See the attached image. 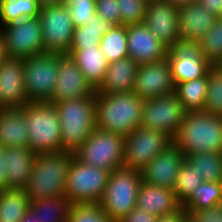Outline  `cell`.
Returning <instances> with one entry per match:
<instances>
[{"label": "cell", "mask_w": 222, "mask_h": 222, "mask_svg": "<svg viewBox=\"0 0 222 222\" xmlns=\"http://www.w3.org/2000/svg\"><path fill=\"white\" fill-rule=\"evenodd\" d=\"M143 103L134 92L96 93V128L126 137L140 126Z\"/></svg>", "instance_id": "obj_1"}, {"label": "cell", "mask_w": 222, "mask_h": 222, "mask_svg": "<svg viewBox=\"0 0 222 222\" xmlns=\"http://www.w3.org/2000/svg\"><path fill=\"white\" fill-rule=\"evenodd\" d=\"M172 144L184 156L193 153H222V117L203 111L186 112Z\"/></svg>", "instance_id": "obj_2"}, {"label": "cell", "mask_w": 222, "mask_h": 222, "mask_svg": "<svg viewBox=\"0 0 222 222\" xmlns=\"http://www.w3.org/2000/svg\"><path fill=\"white\" fill-rule=\"evenodd\" d=\"M71 151L42 152L35 158L32 173L25 189L30 200L65 196L66 178Z\"/></svg>", "instance_id": "obj_3"}, {"label": "cell", "mask_w": 222, "mask_h": 222, "mask_svg": "<svg viewBox=\"0 0 222 222\" xmlns=\"http://www.w3.org/2000/svg\"><path fill=\"white\" fill-rule=\"evenodd\" d=\"M96 96H83L62 102H54L61 131V147L76 152L96 128Z\"/></svg>", "instance_id": "obj_4"}, {"label": "cell", "mask_w": 222, "mask_h": 222, "mask_svg": "<svg viewBox=\"0 0 222 222\" xmlns=\"http://www.w3.org/2000/svg\"><path fill=\"white\" fill-rule=\"evenodd\" d=\"M28 147L35 153L62 151L60 121L53 103L28 102L23 106Z\"/></svg>", "instance_id": "obj_5"}, {"label": "cell", "mask_w": 222, "mask_h": 222, "mask_svg": "<svg viewBox=\"0 0 222 222\" xmlns=\"http://www.w3.org/2000/svg\"><path fill=\"white\" fill-rule=\"evenodd\" d=\"M142 181L141 171L121 167L110 172L99 205L113 222H120L137 206Z\"/></svg>", "instance_id": "obj_6"}, {"label": "cell", "mask_w": 222, "mask_h": 222, "mask_svg": "<svg viewBox=\"0 0 222 222\" xmlns=\"http://www.w3.org/2000/svg\"><path fill=\"white\" fill-rule=\"evenodd\" d=\"M125 137L95 128L74 156L97 169L113 171L123 167Z\"/></svg>", "instance_id": "obj_7"}, {"label": "cell", "mask_w": 222, "mask_h": 222, "mask_svg": "<svg viewBox=\"0 0 222 222\" xmlns=\"http://www.w3.org/2000/svg\"><path fill=\"white\" fill-rule=\"evenodd\" d=\"M110 172L82 163L73 156L68 168L65 196L71 204H99Z\"/></svg>", "instance_id": "obj_8"}, {"label": "cell", "mask_w": 222, "mask_h": 222, "mask_svg": "<svg viewBox=\"0 0 222 222\" xmlns=\"http://www.w3.org/2000/svg\"><path fill=\"white\" fill-rule=\"evenodd\" d=\"M24 86L31 102H48L58 75L59 54L43 53L23 59Z\"/></svg>", "instance_id": "obj_9"}, {"label": "cell", "mask_w": 222, "mask_h": 222, "mask_svg": "<svg viewBox=\"0 0 222 222\" xmlns=\"http://www.w3.org/2000/svg\"><path fill=\"white\" fill-rule=\"evenodd\" d=\"M171 144L172 138L164 132L139 126L125 137L123 167L142 171Z\"/></svg>", "instance_id": "obj_10"}, {"label": "cell", "mask_w": 222, "mask_h": 222, "mask_svg": "<svg viewBox=\"0 0 222 222\" xmlns=\"http://www.w3.org/2000/svg\"><path fill=\"white\" fill-rule=\"evenodd\" d=\"M44 53L68 54L72 43L74 25L65 3L40 8Z\"/></svg>", "instance_id": "obj_11"}, {"label": "cell", "mask_w": 222, "mask_h": 222, "mask_svg": "<svg viewBox=\"0 0 222 222\" xmlns=\"http://www.w3.org/2000/svg\"><path fill=\"white\" fill-rule=\"evenodd\" d=\"M0 31L10 58H28L44 53L42 26L39 17L23 18L5 25Z\"/></svg>", "instance_id": "obj_12"}, {"label": "cell", "mask_w": 222, "mask_h": 222, "mask_svg": "<svg viewBox=\"0 0 222 222\" xmlns=\"http://www.w3.org/2000/svg\"><path fill=\"white\" fill-rule=\"evenodd\" d=\"M185 115L186 111L173 92L144 100L140 126L162 131L173 138Z\"/></svg>", "instance_id": "obj_13"}, {"label": "cell", "mask_w": 222, "mask_h": 222, "mask_svg": "<svg viewBox=\"0 0 222 222\" xmlns=\"http://www.w3.org/2000/svg\"><path fill=\"white\" fill-rule=\"evenodd\" d=\"M167 58L174 84L204 77L212 65L202 55L196 41L178 39L169 48Z\"/></svg>", "instance_id": "obj_14"}, {"label": "cell", "mask_w": 222, "mask_h": 222, "mask_svg": "<svg viewBox=\"0 0 222 222\" xmlns=\"http://www.w3.org/2000/svg\"><path fill=\"white\" fill-rule=\"evenodd\" d=\"M96 96V89L67 54H59L58 75L49 103Z\"/></svg>", "instance_id": "obj_15"}, {"label": "cell", "mask_w": 222, "mask_h": 222, "mask_svg": "<svg viewBox=\"0 0 222 222\" xmlns=\"http://www.w3.org/2000/svg\"><path fill=\"white\" fill-rule=\"evenodd\" d=\"M175 84L168 58L138 66L133 92L143 100L173 93Z\"/></svg>", "instance_id": "obj_16"}, {"label": "cell", "mask_w": 222, "mask_h": 222, "mask_svg": "<svg viewBox=\"0 0 222 222\" xmlns=\"http://www.w3.org/2000/svg\"><path fill=\"white\" fill-rule=\"evenodd\" d=\"M22 58L8 57L0 64V109L22 108L29 101L24 86Z\"/></svg>", "instance_id": "obj_17"}, {"label": "cell", "mask_w": 222, "mask_h": 222, "mask_svg": "<svg viewBox=\"0 0 222 222\" xmlns=\"http://www.w3.org/2000/svg\"><path fill=\"white\" fill-rule=\"evenodd\" d=\"M127 47L138 65L164 60L169 50L143 23L127 25Z\"/></svg>", "instance_id": "obj_18"}, {"label": "cell", "mask_w": 222, "mask_h": 222, "mask_svg": "<svg viewBox=\"0 0 222 222\" xmlns=\"http://www.w3.org/2000/svg\"><path fill=\"white\" fill-rule=\"evenodd\" d=\"M178 14L179 8L168 1L150 2L143 24L169 49L179 39Z\"/></svg>", "instance_id": "obj_19"}, {"label": "cell", "mask_w": 222, "mask_h": 222, "mask_svg": "<svg viewBox=\"0 0 222 222\" xmlns=\"http://www.w3.org/2000/svg\"><path fill=\"white\" fill-rule=\"evenodd\" d=\"M184 159V153L171 144L141 171L142 180L157 187L173 190Z\"/></svg>", "instance_id": "obj_20"}, {"label": "cell", "mask_w": 222, "mask_h": 222, "mask_svg": "<svg viewBox=\"0 0 222 222\" xmlns=\"http://www.w3.org/2000/svg\"><path fill=\"white\" fill-rule=\"evenodd\" d=\"M217 18L198 2L180 7L177 23L179 38L198 42L212 28Z\"/></svg>", "instance_id": "obj_21"}, {"label": "cell", "mask_w": 222, "mask_h": 222, "mask_svg": "<svg viewBox=\"0 0 222 222\" xmlns=\"http://www.w3.org/2000/svg\"><path fill=\"white\" fill-rule=\"evenodd\" d=\"M6 160L7 189L25 190L37 153L29 147L4 148Z\"/></svg>", "instance_id": "obj_22"}, {"label": "cell", "mask_w": 222, "mask_h": 222, "mask_svg": "<svg viewBox=\"0 0 222 222\" xmlns=\"http://www.w3.org/2000/svg\"><path fill=\"white\" fill-rule=\"evenodd\" d=\"M138 66L130 57L109 63L103 82L96 89V93L133 92Z\"/></svg>", "instance_id": "obj_23"}, {"label": "cell", "mask_w": 222, "mask_h": 222, "mask_svg": "<svg viewBox=\"0 0 222 222\" xmlns=\"http://www.w3.org/2000/svg\"><path fill=\"white\" fill-rule=\"evenodd\" d=\"M137 206L161 217L177 211L182 205L178 202L174 190L142 181L138 190Z\"/></svg>", "instance_id": "obj_24"}, {"label": "cell", "mask_w": 222, "mask_h": 222, "mask_svg": "<svg viewBox=\"0 0 222 222\" xmlns=\"http://www.w3.org/2000/svg\"><path fill=\"white\" fill-rule=\"evenodd\" d=\"M70 57L91 85L97 89L103 82L109 62L102 53L100 46L89 48H70Z\"/></svg>", "instance_id": "obj_25"}, {"label": "cell", "mask_w": 222, "mask_h": 222, "mask_svg": "<svg viewBox=\"0 0 222 222\" xmlns=\"http://www.w3.org/2000/svg\"><path fill=\"white\" fill-rule=\"evenodd\" d=\"M28 128L22 108L0 109V146L28 147Z\"/></svg>", "instance_id": "obj_26"}, {"label": "cell", "mask_w": 222, "mask_h": 222, "mask_svg": "<svg viewBox=\"0 0 222 222\" xmlns=\"http://www.w3.org/2000/svg\"><path fill=\"white\" fill-rule=\"evenodd\" d=\"M208 86V73L204 77L178 83L174 94L186 112L203 111Z\"/></svg>", "instance_id": "obj_27"}, {"label": "cell", "mask_w": 222, "mask_h": 222, "mask_svg": "<svg viewBox=\"0 0 222 222\" xmlns=\"http://www.w3.org/2000/svg\"><path fill=\"white\" fill-rule=\"evenodd\" d=\"M71 203L66 196L31 200L30 209L39 222H67Z\"/></svg>", "instance_id": "obj_28"}, {"label": "cell", "mask_w": 222, "mask_h": 222, "mask_svg": "<svg viewBox=\"0 0 222 222\" xmlns=\"http://www.w3.org/2000/svg\"><path fill=\"white\" fill-rule=\"evenodd\" d=\"M30 203L25 190L0 191V222H20L30 209Z\"/></svg>", "instance_id": "obj_29"}, {"label": "cell", "mask_w": 222, "mask_h": 222, "mask_svg": "<svg viewBox=\"0 0 222 222\" xmlns=\"http://www.w3.org/2000/svg\"><path fill=\"white\" fill-rule=\"evenodd\" d=\"M114 26L115 25L102 19L97 13H95L87 25L74 28L70 48H89L92 46H99L102 36Z\"/></svg>", "instance_id": "obj_30"}, {"label": "cell", "mask_w": 222, "mask_h": 222, "mask_svg": "<svg viewBox=\"0 0 222 222\" xmlns=\"http://www.w3.org/2000/svg\"><path fill=\"white\" fill-rule=\"evenodd\" d=\"M222 202V182L203 181L192 196L182 205L187 210L209 209Z\"/></svg>", "instance_id": "obj_31"}, {"label": "cell", "mask_w": 222, "mask_h": 222, "mask_svg": "<svg viewBox=\"0 0 222 222\" xmlns=\"http://www.w3.org/2000/svg\"><path fill=\"white\" fill-rule=\"evenodd\" d=\"M185 160L203 181L222 182V153H193L185 156Z\"/></svg>", "instance_id": "obj_32"}, {"label": "cell", "mask_w": 222, "mask_h": 222, "mask_svg": "<svg viewBox=\"0 0 222 222\" xmlns=\"http://www.w3.org/2000/svg\"><path fill=\"white\" fill-rule=\"evenodd\" d=\"M40 8L37 0H0V21L5 26L23 18H35Z\"/></svg>", "instance_id": "obj_33"}, {"label": "cell", "mask_w": 222, "mask_h": 222, "mask_svg": "<svg viewBox=\"0 0 222 222\" xmlns=\"http://www.w3.org/2000/svg\"><path fill=\"white\" fill-rule=\"evenodd\" d=\"M99 46L109 63L128 57L127 26H114L102 36Z\"/></svg>", "instance_id": "obj_34"}, {"label": "cell", "mask_w": 222, "mask_h": 222, "mask_svg": "<svg viewBox=\"0 0 222 222\" xmlns=\"http://www.w3.org/2000/svg\"><path fill=\"white\" fill-rule=\"evenodd\" d=\"M202 55L212 66H222V17L198 41Z\"/></svg>", "instance_id": "obj_35"}, {"label": "cell", "mask_w": 222, "mask_h": 222, "mask_svg": "<svg viewBox=\"0 0 222 222\" xmlns=\"http://www.w3.org/2000/svg\"><path fill=\"white\" fill-rule=\"evenodd\" d=\"M203 112L222 117V66L208 70V86Z\"/></svg>", "instance_id": "obj_36"}, {"label": "cell", "mask_w": 222, "mask_h": 222, "mask_svg": "<svg viewBox=\"0 0 222 222\" xmlns=\"http://www.w3.org/2000/svg\"><path fill=\"white\" fill-rule=\"evenodd\" d=\"M203 182L201 176L184 159L177 176L174 192L178 202L183 205Z\"/></svg>", "instance_id": "obj_37"}, {"label": "cell", "mask_w": 222, "mask_h": 222, "mask_svg": "<svg viewBox=\"0 0 222 222\" xmlns=\"http://www.w3.org/2000/svg\"><path fill=\"white\" fill-rule=\"evenodd\" d=\"M67 222H113L99 204H71Z\"/></svg>", "instance_id": "obj_38"}, {"label": "cell", "mask_w": 222, "mask_h": 222, "mask_svg": "<svg viewBox=\"0 0 222 222\" xmlns=\"http://www.w3.org/2000/svg\"><path fill=\"white\" fill-rule=\"evenodd\" d=\"M147 4L145 0H118L121 25L143 23Z\"/></svg>", "instance_id": "obj_39"}, {"label": "cell", "mask_w": 222, "mask_h": 222, "mask_svg": "<svg viewBox=\"0 0 222 222\" xmlns=\"http://www.w3.org/2000/svg\"><path fill=\"white\" fill-rule=\"evenodd\" d=\"M74 27L87 25L96 13V0H69L65 3Z\"/></svg>", "instance_id": "obj_40"}, {"label": "cell", "mask_w": 222, "mask_h": 222, "mask_svg": "<svg viewBox=\"0 0 222 222\" xmlns=\"http://www.w3.org/2000/svg\"><path fill=\"white\" fill-rule=\"evenodd\" d=\"M96 13L115 26L121 25L118 0H96Z\"/></svg>", "instance_id": "obj_41"}, {"label": "cell", "mask_w": 222, "mask_h": 222, "mask_svg": "<svg viewBox=\"0 0 222 222\" xmlns=\"http://www.w3.org/2000/svg\"><path fill=\"white\" fill-rule=\"evenodd\" d=\"M189 222H222V206L218 205L209 209L187 210Z\"/></svg>", "instance_id": "obj_42"}, {"label": "cell", "mask_w": 222, "mask_h": 222, "mask_svg": "<svg viewBox=\"0 0 222 222\" xmlns=\"http://www.w3.org/2000/svg\"><path fill=\"white\" fill-rule=\"evenodd\" d=\"M158 218L136 206L120 222H157Z\"/></svg>", "instance_id": "obj_43"}, {"label": "cell", "mask_w": 222, "mask_h": 222, "mask_svg": "<svg viewBox=\"0 0 222 222\" xmlns=\"http://www.w3.org/2000/svg\"><path fill=\"white\" fill-rule=\"evenodd\" d=\"M187 214L184 208L181 206L177 211L162 215L158 218L157 222H186Z\"/></svg>", "instance_id": "obj_44"}, {"label": "cell", "mask_w": 222, "mask_h": 222, "mask_svg": "<svg viewBox=\"0 0 222 222\" xmlns=\"http://www.w3.org/2000/svg\"><path fill=\"white\" fill-rule=\"evenodd\" d=\"M198 3L217 17H222V0H198Z\"/></svg>", "instance_id": "obj_45"}, {"label": "cell", "mask_w": 222, "mask_h": 222, "mask_svg": "<svg viewBox=\"0 0 222 222\" xmlns=\"http://www.w3.org/2000/svg\"><path fill=\"white\" fill-rule=\"evenodd\" d=\"M6 160L4 148L0 146V191L7 190Z\"/></svg>", "instance_id": "obj_46"}, {"label": "cell", "mask_w": 222, "mask_h": 222, "mask_svg": "<svg viewBox=\"0 0 222 222\" xmlns=\"http://www.w3.org/2000/svg\"><path fill=\"white\" fill-rule=\"evenodd\" d=\"M8 58V55L6 53V48L4 44V39L0 33V64L4 62Z\"/></svg>", "instance_id": "obj_47"}, {"label": "cell", "mask_w": 222, "mask_h": 222, "mask_svg": "<svg viewBox=\"0 0 222 222\" xmlns=\"http://www.w3.org/2000/svg\"><path fill=\"white\" fill-rule=\"evenodd\" d=\"M172 3L177 8L188 5L189 3L198 2V0H165Z\"/></svg>", "instance_id": "obj_48"}, {"label": "cell", "mask_w": 222, "mask_h": 222, "mask_svg": "<svg viewBox=\"0 0 222 222\" xmlns=\"http://www.w3.org/2000/svg\"><path fill=\"white\" fill-rule=\"evenodd\" d=\"M20 222H39L37 216L33 213L31 209L27 211L25 216L20 220Z\"/></svg>", "instance_id": "obj_49"}, {"label": "cell", "mask_w": 222, "mask_h": 222, "mask_svg": "<svg viewBox=\"0 0 222 222\" xmlns=\"http://www.w3.org/2000/svg\"><path fill=\"white\" fill-rule=\"evenodd\" d=\"M38 4L42 6L53 5V4H61L64 3V0H37Z\"/></svg>", "instance_id": "obj_50"}, {"label": "cell", "mask_w": 222, "mask_h": 222, "mask_svg": "<svg viewBox=\"0 0 222 222\" xmlns=\"http://www.w3.org/2000/svg\"><path fill=\"white\" fill-rule=\"evenodd\" d=\"M147 3H150V2H157V1H165V0H145Z\"/></svg>", "instance_id": "obj_51"}]
</instances>
